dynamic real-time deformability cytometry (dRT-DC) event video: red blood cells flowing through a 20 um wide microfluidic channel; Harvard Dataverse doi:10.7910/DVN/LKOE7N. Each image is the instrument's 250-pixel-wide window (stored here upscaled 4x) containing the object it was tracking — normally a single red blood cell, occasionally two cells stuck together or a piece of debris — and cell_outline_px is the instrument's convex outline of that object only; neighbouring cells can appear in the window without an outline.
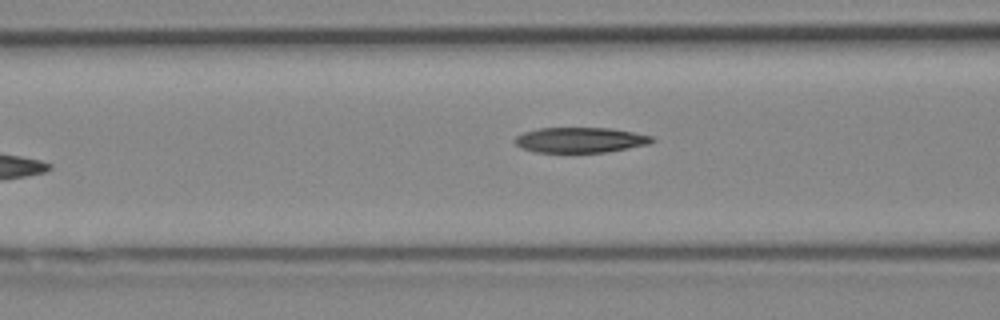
{"species": "Egyptian fruit bat (a non-hibernating species)", "species_latin": "Rousettus aegyptiacus", "temperature_condition": "cold", "stored_images_in_passage": 8, "camera_frame_rate_fps": 3000, "um_per_image_px": 0.085, "animal": {"sex": "female"}, "frame": {"image": 1, "passage_image": 7, "time_ms": 2.0, "image_size_px": [1000, 320], "cell_outline_px": [[656, 140], [648, 144], [628, 148], [604, 152], [532, 152], [520, 148], [512, 140], [516, 136], [524, 132], [536, 128], [612, 128], [652, 136]], "centroid_in_image_um": [49.27, 11.9], "position_along_channel_um": 117.3, "area_um2": 20.29}}
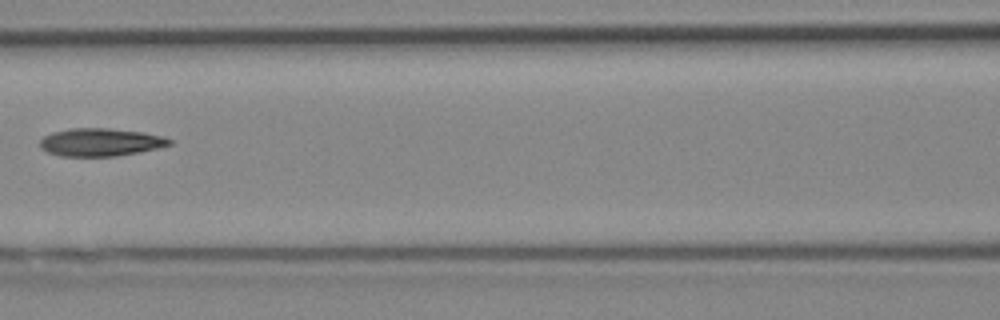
{"frame": {"image": 2, "passage_image": 8, "time_ms": 2.333, "image_size_px": [1000, 320], "cell_outline_px": [[172, 144], [140, 152], [116, 156], [60, 156], [48, 152], [40, 148], [40, 140], [44, 136], [52, 132], [72, 128], [108, 128], [140, 132], [160, 136], [172, 140]], "centroid_in_image_um": [8.5, 12.09], "position_along_channel_um": 158.1, "area_um2": 20.87}}